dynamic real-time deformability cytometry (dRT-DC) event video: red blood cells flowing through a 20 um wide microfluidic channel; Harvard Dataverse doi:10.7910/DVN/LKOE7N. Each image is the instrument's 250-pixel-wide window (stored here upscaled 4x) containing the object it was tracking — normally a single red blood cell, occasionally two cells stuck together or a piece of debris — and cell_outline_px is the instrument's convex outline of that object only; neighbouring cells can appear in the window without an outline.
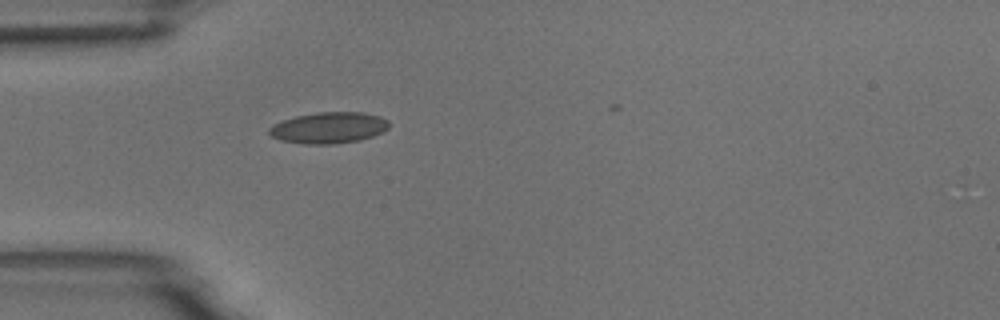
{"species": "common noctule bat (a hibernating species)", "species_latin": "Nyctalus noctula", "temperature_condition": "room temperature", "stored_images_in_passage": 1, "camera_frame_rate_fps": 3000, "um_per_image_px": 0.085, "animal": {"sex": "male", "body_mass_g": 18.8}, "frame": {"image": 1, "passage_image": 1, "time_ms": 0.0, "image_size_px": [1000, 320], "cell_outline_px": [[388, 128], [384, 132], [360, 140], [332, 144], [304, 144], [280, 140], [272, 136], [268, 132], [268, 128], [272, 124], [296, 116], [316, 112], [364, 112], [380, 116], [388, 120]], "centroid_in_image_um": [27.94, 10.85], "position_along_channel_um": 57.1, "area_um2": 21.91}}